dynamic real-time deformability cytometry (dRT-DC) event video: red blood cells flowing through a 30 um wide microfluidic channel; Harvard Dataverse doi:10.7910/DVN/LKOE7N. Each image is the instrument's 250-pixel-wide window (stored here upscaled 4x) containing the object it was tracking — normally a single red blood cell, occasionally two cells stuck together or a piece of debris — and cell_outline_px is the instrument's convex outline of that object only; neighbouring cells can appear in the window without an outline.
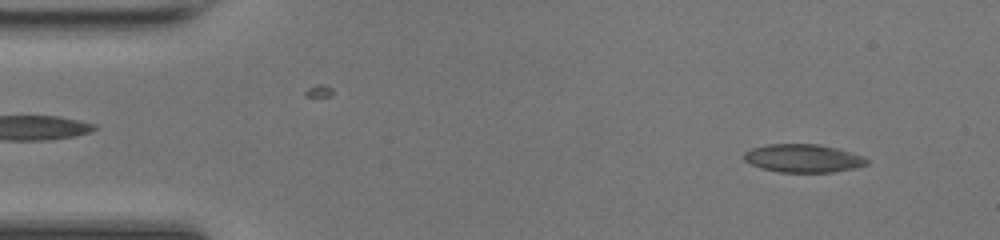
{"species": "common noctule bat (a hibernating species)", "species_latin": "Nyctalus noctula", "temperature_condition": "room temperature", "stored_images_in_passage": 48, "camera_frame_rate_fps": 3000, "um_per_image_px": 0.085, "animal": {"sex": "female", "body_mass_g": 17.0, "forearm_length_mm": 48.0}, "frame": {"image": 1, "passage_image": 4, "time_ms": 1.0, "image_size_px": [1000, 240], "cell_outline_px": [[868, 164], [856, 168], [832, 172], [780, 172], [760, 168], [744, 160], [744, 152], [752, 148], [768, 144], [816, 144], [836, 148], [852, 152], [864, 156], [868, 160]], "centroid_in_image_um": [68.28, 13.45], "position_along_channel_um": 16.7, "area_um2": 20.17}}
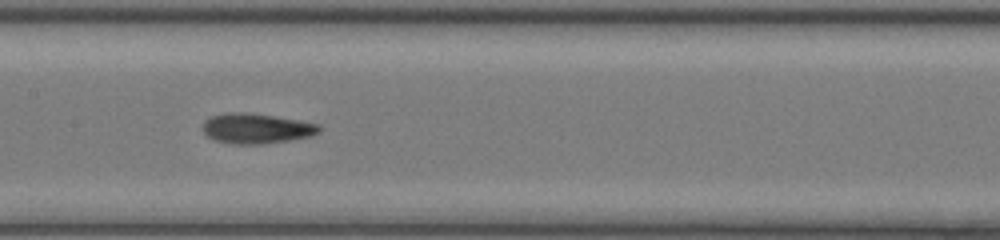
{"frame": {"image": 2, "passage_image": 23, "time_ms": 7.333, "image_size_px": [1000, 240], "cell_outline_px": [[320, 132], [312, 136], [264, 144], [228, 144], [212, 140], [204, 132], [204, 120], [212, 116], [228, 112], [244, 112], [272, 116], [320, 124]], "centroid_in_image_um": [21.77, 10.93], "position_along_channel_um": 185.6, "area_um2": 20.4}}
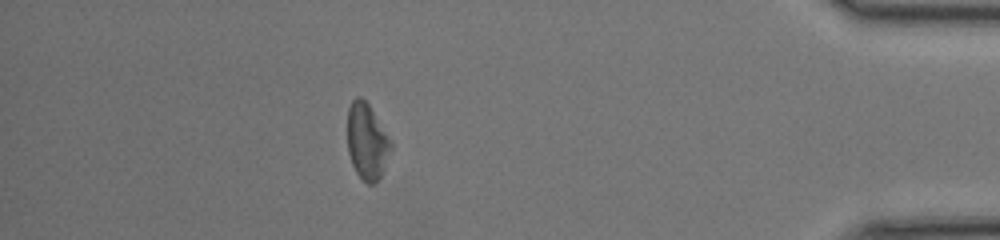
{"frame": {"image": 3, "passage_image": 42, "time_ms": 13.667, "image_size_px": [1000, 240], "cell_outline_px": [[392, 148], [384, 168], [380, 176], [372, 184], [368, 184], [356, 172], [352, 164], [348, 152], [348, 108], [352, 100], [356, 96], [360, 96], [368, 104], [392, 140]], "centroid_in_image_um": [31.2, 12.0], "position_along_channel_um": 404.0, "area_um2": 19.13}, "authors_computed_cell_mechanics": {"area_um2": 19.9988, "velocity_mm_per_s": 4.2647, "shape_relaxation_time_tau1_ms": 7.696, "shape_relaxation_time_tau2_ms": 3.3094, "deformation_change_tau1": 0.2046, "deformation_change_tau2": 0.1255}}